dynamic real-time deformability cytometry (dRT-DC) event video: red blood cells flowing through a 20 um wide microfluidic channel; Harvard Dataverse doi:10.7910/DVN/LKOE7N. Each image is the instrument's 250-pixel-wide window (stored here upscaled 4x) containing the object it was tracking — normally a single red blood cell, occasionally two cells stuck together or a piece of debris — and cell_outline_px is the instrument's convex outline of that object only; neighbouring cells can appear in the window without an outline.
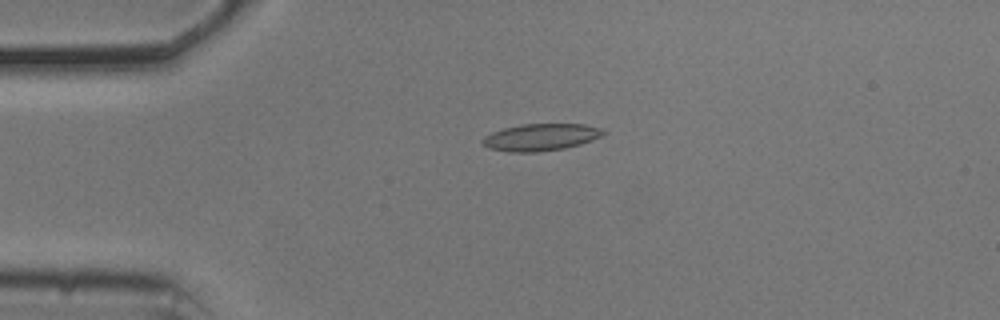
{"species": "common noctule bat (a hibernating species)", "species_latin": "Nyctalus noctula", "temperature_condition": "cold", "stored_images_in_passage": 28, "camera_frame_rate_fps": 3000, "um_per_image_px": 0.085, "animal": {"sex": "male", "body_mass_g": 20.5, "forearm_length_mm": 52.5}, "frame": {"image": 1, "passage_image": 11, "time_ms": 3.333, "image_size_px": [1000, 320], "cell_outline_px": [[608, 132], [592, 140], [580, 144], [564, 148], [540, 152], [508, 152], [488, 148], [480, 140], [484, 136], [492, 132], [504, 128], [520, 124], [584, 124], [604, 128]], "centroid_in_image_um": [45.98, 11.66], "position_along_channel_um": 39.0, "area_um2": 19.19}}
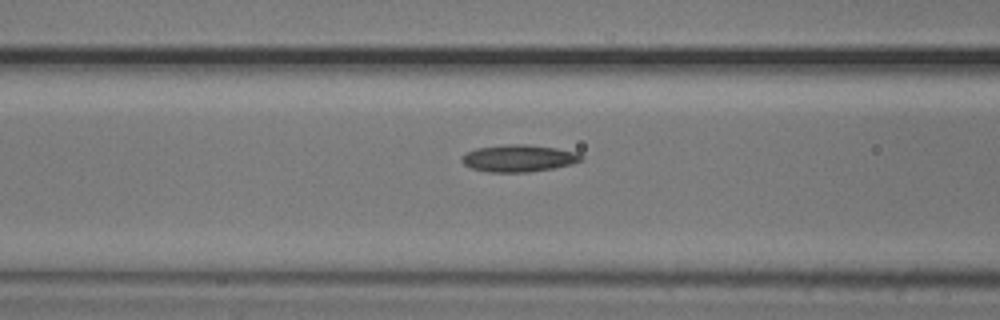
{"frame": {"image": 2, "passage_image": 20, "time_ms": 6.333, "image_size_px": [1000, 320], "cell_outline_px": [[584, 160], [572, 164], [552, 168], [528, 172], [488, 172], [472, 168], [464, 164], [460, 160], [460, 156], [476, 148], [504, 144], [528, 144], [556, 148], [580, 152], [584, 156]], "centroid_in_image_um": [44.12, 13.44], "position_along_channel_um": 122.5, "area_um2": 19.07}}
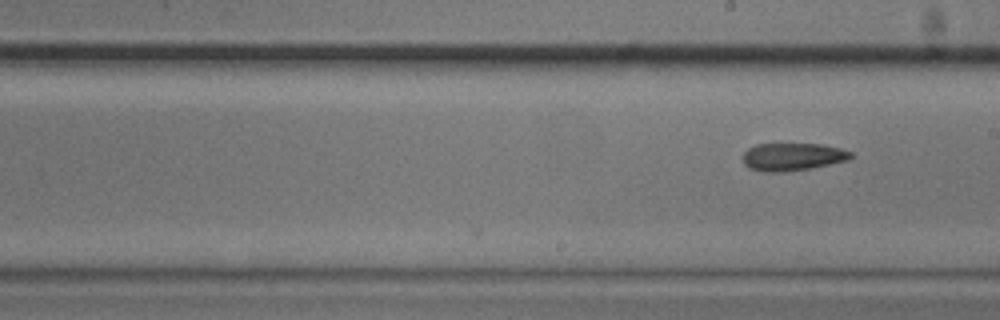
{"frame": {"image": 3, "passage_image": 28, "time_ms": 9.0, "image_size_px": [1000, 320], "cell_outline_px": [[852, 156], [848, 160], [808, 168], [784, 172], [764, 172], [748, 168], [744, 164], [744, 152], [748, 148], [756, 144], [820, 144], [840, 148], [852, 152]], "centroid_in_image_um": [67.34, 13.32], "position_along_channel_um": 221.7, "area_um2": 17.28}}